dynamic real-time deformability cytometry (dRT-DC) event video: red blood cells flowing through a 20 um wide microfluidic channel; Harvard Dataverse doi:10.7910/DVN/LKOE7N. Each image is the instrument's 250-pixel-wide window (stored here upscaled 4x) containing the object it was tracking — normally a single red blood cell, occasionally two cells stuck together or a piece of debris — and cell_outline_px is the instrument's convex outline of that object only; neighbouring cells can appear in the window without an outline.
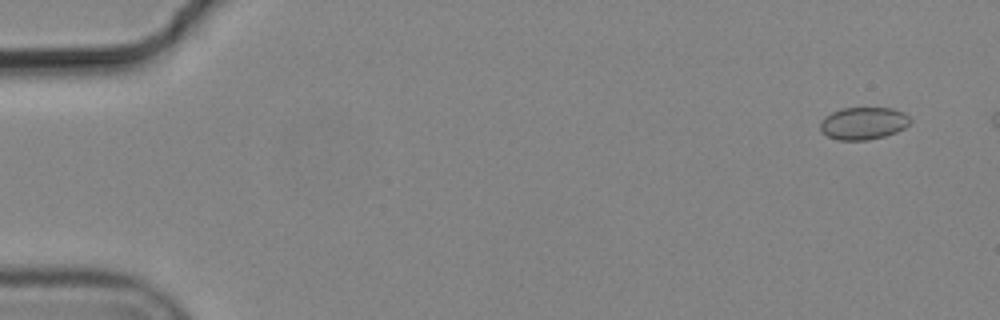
{"species": "common noctule bat (a hibernating species)", "species_latin": "Nyctalus noctula", "temperature_condition": "cold", "stored_images_in_passage": 4, "camera_frame_rate_fps": 3000, "um_per_image_px": 0.085, "animal": {"sex": "male", "body_mass_g": 19.2, "forearm_length_mm": 51.8}, "frame": {"image": 1, "passage_image": 1, "time_ms": 0.0, "image_size_px": [1000, 320], "cell_outline_px": [[912, 120], [904, 128], [896, 132], [884, 136], [868, 140], [840, 140], [828, 136], [820, 132], [820, 120], [824, 116], [840, 108], [892, 108], [904, 112]], "centroid_in_image_um": [73.36, 10.47], "position_along_channel_um": 11.6, "area_um2": 17.11}}